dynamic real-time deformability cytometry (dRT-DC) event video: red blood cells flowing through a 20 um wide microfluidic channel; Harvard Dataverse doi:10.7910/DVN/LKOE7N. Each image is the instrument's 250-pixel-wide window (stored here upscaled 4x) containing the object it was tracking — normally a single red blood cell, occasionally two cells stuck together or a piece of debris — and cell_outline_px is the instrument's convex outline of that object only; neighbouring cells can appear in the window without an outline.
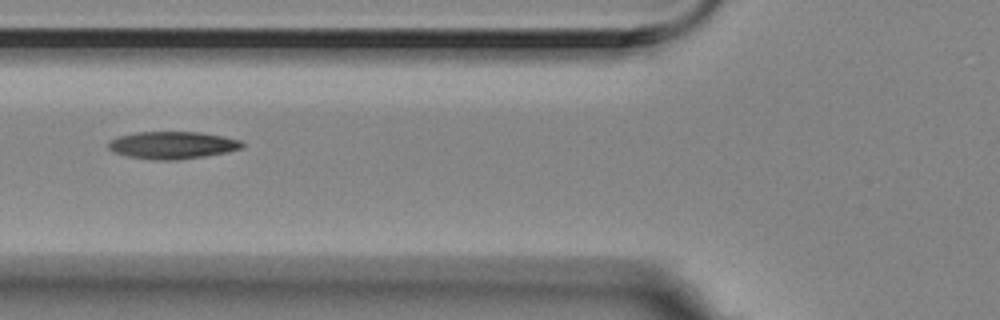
{"species": "Egyptian fruit bat (a non-hibernating species)", "species_latin": "Rousettus aegyptiacus", "temperature_condition": "room temperature", "stored_images_in_passage": 16, "segment_of_instrument_passage": [1, 2], "camera_frame_rate_fps": 3000, "um_per_image_px": 0.085, "animal": {"sex": "female"}, "frame": {"image": 1, "passage_image": 6, "time_ms": 1.667, "image_size_px": [1000, 320], "cell_outline_px": [[244, 144], [240, 148], [224, 152], [204, 156], [176, 160], [156, 160], [128, 156], [112, 152], [108, 148], [108, 144], [112, 140], [120, 136], [136, 132], [200, 132], [224, 136], [240, 140]], "centroid_in_image_um": [14.64, 12.33], "position_along_channel_um": 111.2, "area_um2": 21.1}}
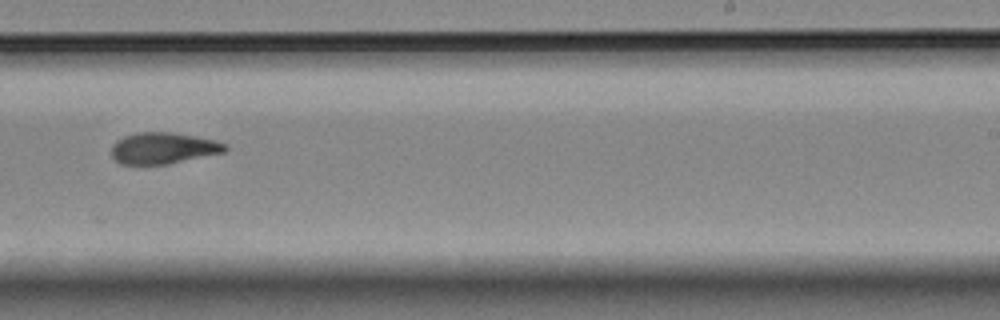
{"frame": {"image": 2, "passage_image": 10, "time_ms": 3.0, "image_size_px": [1000, 320], "cell_outline_px": [[228, 152], [168, 164], [120, 164], [112, 156], [112, 144], [116, 140], [124, 136], [136, 132], [172, 132], [216, 140], [228, 144]], "centroid_in_image_um": [13.92, 12.59], "position_along_channel_um": 275.1, "area_um2": 21.04}}
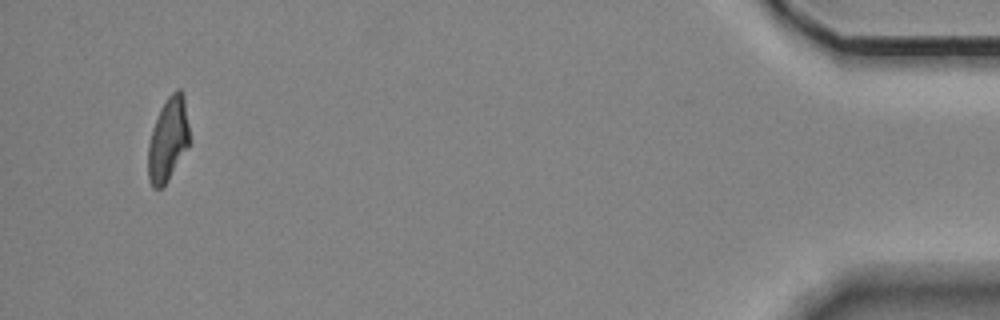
{"frame": {"image": 3, "passage_image": 15, "time_ms": 4.667, "image_size_px": [1000, 320], "cell_outline_px": [[192, 140], [188, 148], [168, 180], [160, 188], [152, 188], [148, 180], [148, 144], [152, 128], [160, 108], [168, 96], [176, 88], [180, 88], [184, 96]], "centroid_in_image_um": [14.31, 11.83], "position_along_channel_um": 420.9, "area_um2": 20.69}}